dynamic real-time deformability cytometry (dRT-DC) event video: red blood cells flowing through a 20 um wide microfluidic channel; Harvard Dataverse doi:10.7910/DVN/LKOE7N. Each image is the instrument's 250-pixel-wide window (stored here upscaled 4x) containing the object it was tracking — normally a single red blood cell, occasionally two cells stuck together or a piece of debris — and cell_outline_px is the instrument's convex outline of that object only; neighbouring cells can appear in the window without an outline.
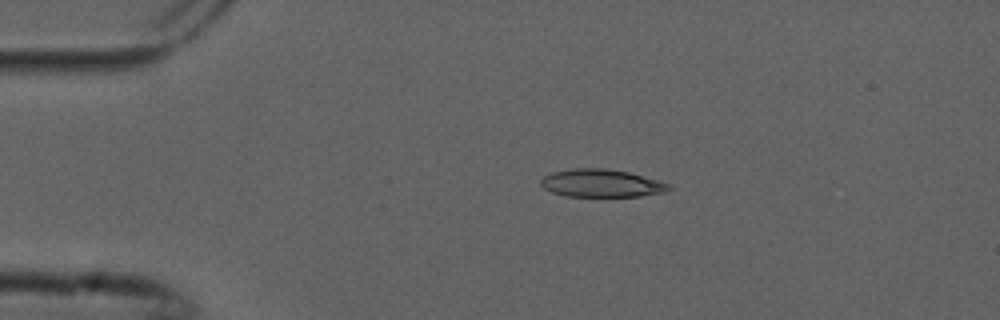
{"species": "common noctule bat (a hibernating species)", "species_latin": "Nyctalus noctula", "temperature_condition": "cold", "stored_images_in_passage": 3, "camera_frame_rate_fps": 3000, "um_per_image_px": 0.085, "animal": {"sex": "male", "forearm_length_mm": 52.5}, "frame": {"image": 1, "passage_image": 1, "time_ms": 0.0, "image_size_px": [1000, 320], "cell_outline_px": [[672, 188], [664, 192], [640, 196], [564, 196], [552, 192], [544, 188], [540, 184], [540, 180], [544, 176], [552, 172], [572, 168], [604, 168], [628, 172], [660, 180], [672, 184]], "centroid_in_image_um": [51.13, 15.57], "position_along_channel_um": 33.9, "area_um2": 20.87}}